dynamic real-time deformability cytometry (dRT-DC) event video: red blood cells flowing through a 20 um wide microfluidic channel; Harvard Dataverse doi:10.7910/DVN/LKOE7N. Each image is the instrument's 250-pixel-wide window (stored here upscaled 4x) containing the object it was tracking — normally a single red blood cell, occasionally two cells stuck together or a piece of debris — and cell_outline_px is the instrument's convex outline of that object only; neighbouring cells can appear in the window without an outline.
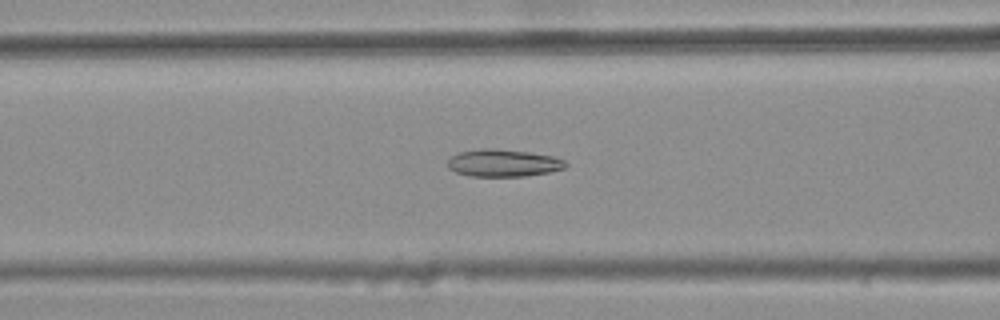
{"species": "common noctule bat (a hibernating species)", "species_latin": "Nyctalus noctula", "temperature_condition": "warm", "stored_images_in_passage": 32, "camera_frame_rate_fps": 3000, "um_per_image_px": 0.085, "animal": {"sex": "female", "body_mass_g": 25.1}, "frame": {"image": 1, "passage_image": 7, "time_ms": 2.0, "image_size_px": [1000, 320], "cell_outline_px": [[568, 164], [564, 168], [548, 172], [524, 176], [468, 176], [456, 172], [448, 168], [448, 160], [452, 156], [460, 152], [480, 148], [496, 148], [528, 152], [552, 156], [564, 160]], "centroid_in_image_um": [42.76, 13.85], "position_along_channel_um": 123.8, "area_um2": 18.73}}
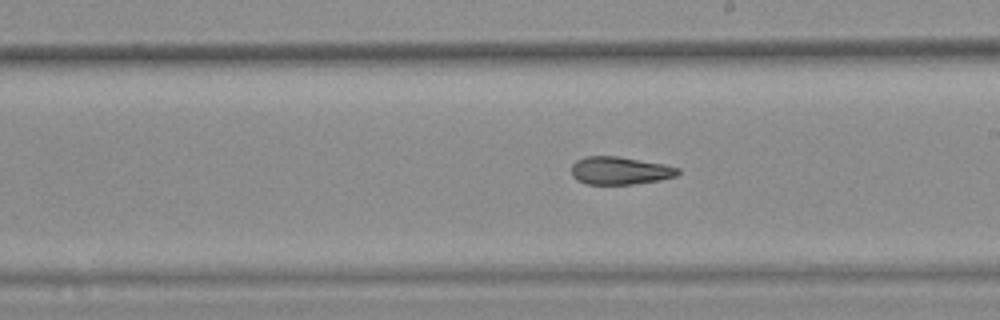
{"frame": {"image": 2, "passage_image": 16, "time_ms": 5.0, "image_size_px": [1000, 320], "cell_outline_px": [[680, 172], [676, 176], [660, 180], [632, 184], [584, 184], [576, 180], [572, 176], [572, 164], [576, 160], [584, 156], [620, 156], [664, 164], [680, 168]], "centroid_in_image_um": [52.68, 14.5], "position_along_channel_um": 236.3, "area_um2": 17.46}}
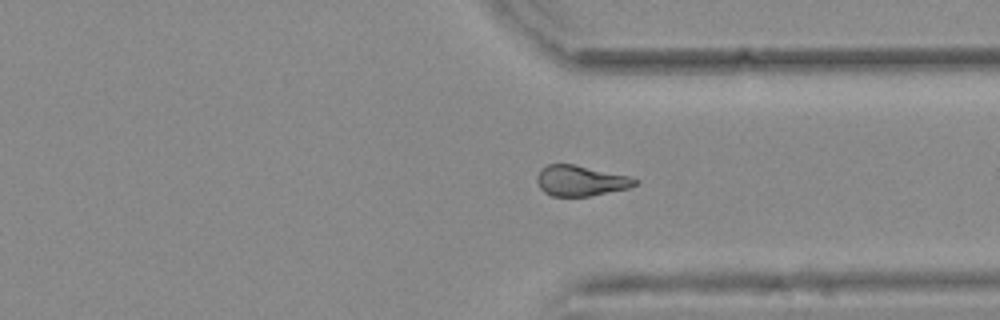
{"frame": {"image": 3, "passage_image": 26, "time_ms": 8.333, "image_size_px": [1000, 320], "cell_outline_px": [[640, 180], [636, 184], [628, 188], [588, 196], [552, 196], [544, 192], [540, 188], [536, 180], [536, 176], [540, 168], [548, 164], [572, 164], [632, 176]], "centroid_in_image_um": [49.34, 15.35], "position_along_channel_um": 362.1, "area_um2": 17.51}, "authors_computed_cell_mechanics": {"area_um2": 17.8024, "velocity_mm_per_s": 3.7514, "shape_relaxation_time_tau1_ms": null, "shape_relaxation_time_tau2_ms": 4.8122, "deformation_change_tau1": null, "deformation_change_tau2": 0.1262}}